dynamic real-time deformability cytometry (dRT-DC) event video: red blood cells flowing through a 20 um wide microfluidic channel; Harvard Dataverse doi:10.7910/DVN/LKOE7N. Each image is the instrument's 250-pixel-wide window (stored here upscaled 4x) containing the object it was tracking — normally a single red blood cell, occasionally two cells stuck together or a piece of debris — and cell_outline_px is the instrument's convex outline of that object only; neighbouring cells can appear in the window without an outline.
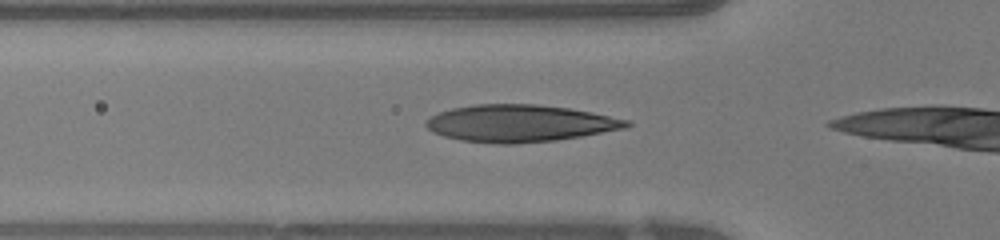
{"species": "human", "species_latin": "Homo sapiens", "temperature_condition": "warm", "stored_images_in_passage": 13, "camera_frame_rate_fps": 3000, "um_per_image_px": 0.085, "donor": {"sex": "female"}, "frame": {"image": 1, "passage_image": 6, "time_ms": 1.667, "image_size_px": [1000, 240], "cell_outline_px": [[632, 124], [628, 128], [556, 140], [516, 144], [500, 144], [460, 140], [444, 136], [432, 132], [424, 124], [424, 120], [440, 112], [452, 108], [476, 104], [536, 104], [568, 108], [592, 112], [628, 120]], "centroid_in_image_um": [44.18, 10.48], "position_along_channel_um": 81.6, "area_um2": 43.35}}
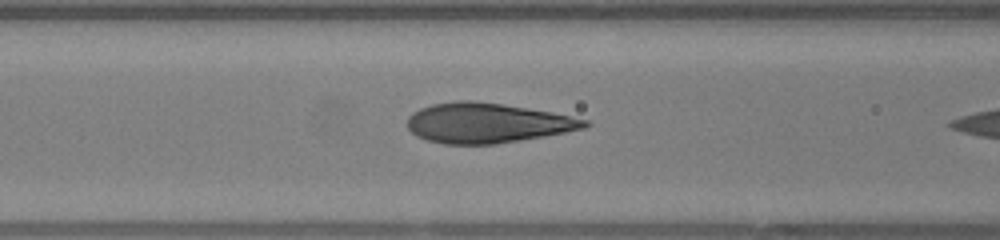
{"frame": {"image": 2, "passage_image": 9, "time_ms": 2.667, "image_size_px": [1000, 240], "cell_outline_px": [[592, 124], [584, 128], [544, 136], [496, 144], [444, 144], [428, 140], [416, 136], [408, 128], [408, 116], [412, 112], [420, 108], [432, 104], [456, 100], [472, 100], [528, 108], [552, 112], [588, 120]], "centroid_in_image_um": [41.39, 10.45], "position_along_channel_um": 125.2, "area_um2": 41.15}}
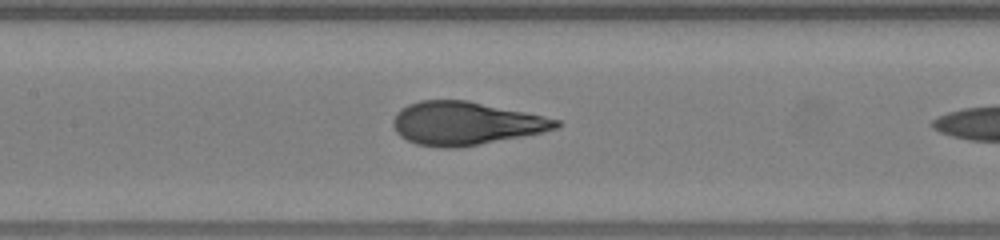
{"frame": {"image": 3, "passage_image": 12, "time_ms": 3.667, "image_size_px": [1000, 240], "cell_outline_px": [[564, 124], [556, 128], [544, 132], [456, 148], [440, 148], [416, 144], [400, 136], [396, 132], [392, 124], [392, 120], [396, 112], [400, 108], [408, 104], [420, 100], [468, 100], [524, 112], [560, 120]], "centroid_in_image_um": [39.53, 10.48], "position_along_channel_um": 167.9, "area_um2": 40.98}}